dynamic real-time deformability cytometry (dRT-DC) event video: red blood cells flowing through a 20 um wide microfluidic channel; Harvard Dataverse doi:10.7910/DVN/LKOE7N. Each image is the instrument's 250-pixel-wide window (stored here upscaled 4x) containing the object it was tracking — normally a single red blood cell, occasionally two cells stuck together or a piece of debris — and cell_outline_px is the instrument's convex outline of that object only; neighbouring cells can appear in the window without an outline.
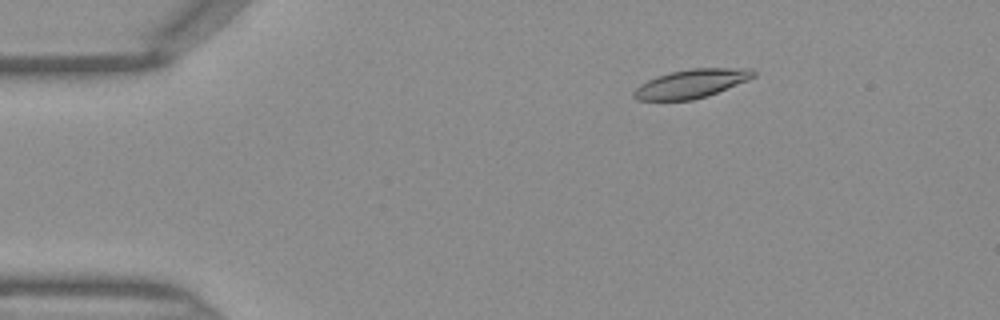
{"species": "Egyptian fruit bat (a non-hibernating species)", "species_latin": "Rousettus aegyptiacus", "temperature_condition": "warm", "stored_images_in_passage": 47, "camera_frame_rate_fps": 3000, "um_per_image_px": 0.085, "frame": {"image": 1, "passage_image": 8, "time_ms": 2.333, "image_size_px": [1000, 320], "cell_outline_px": [[756, 76], [748, 80], [708, 96], [692, 100], [636, 100], [632, 96], [632, 92], [640, 84], [656, 76], [672, 72], [692, 68], [752, 68], [756, 72]], "centroid_in_image_um": [58.77, 7.11], "position_along_channel_um": 26.2, "area_um2": 20.06}}
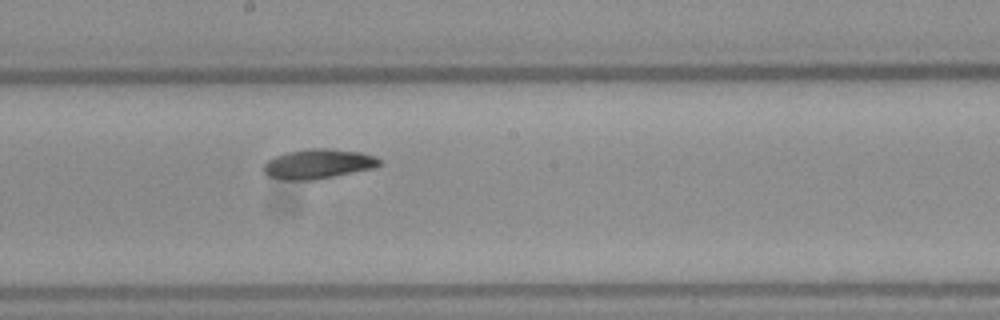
{"frame": {"image": 2, "passage_image": 26, "time_ms": 8.333, "image_size_px": [1000, 320], "cell_outline_px": [[384, 164], [376, 168], [316, 180], [288, 180], [268, 176], [264, 172], [264, 164], [268, 160], [276, 156], [288, 152], [308, 148], [328, 148], [360, 152], [376, 156]], "centroid_in_image_um": [27.11, 13.93], "position_along_channel_um": 221.1, "area_um2": 20.23}}
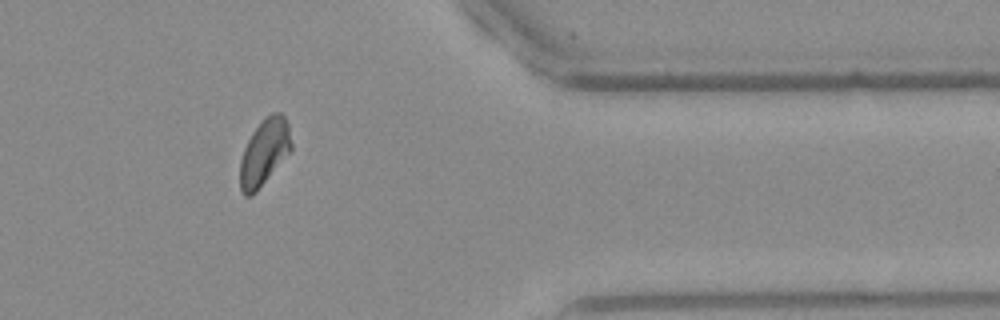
{"frame": {"image": 3, "passage_image": 39, "time_ms": 12.667, "image_size_px": [1000, 320], "cell_outline_px": [[292, 148], [256, 192], [252, 196], [244, 196], [240, 188], [240, 160], [244, 148], [252, 132], [272, 112], [280, 112], [284, 116], [288, 124], [292, 144]], "centroid_in_image_um": [22.45, 12.96], "position_along_channel_um": 388.9, "area_um2": 19.42}}